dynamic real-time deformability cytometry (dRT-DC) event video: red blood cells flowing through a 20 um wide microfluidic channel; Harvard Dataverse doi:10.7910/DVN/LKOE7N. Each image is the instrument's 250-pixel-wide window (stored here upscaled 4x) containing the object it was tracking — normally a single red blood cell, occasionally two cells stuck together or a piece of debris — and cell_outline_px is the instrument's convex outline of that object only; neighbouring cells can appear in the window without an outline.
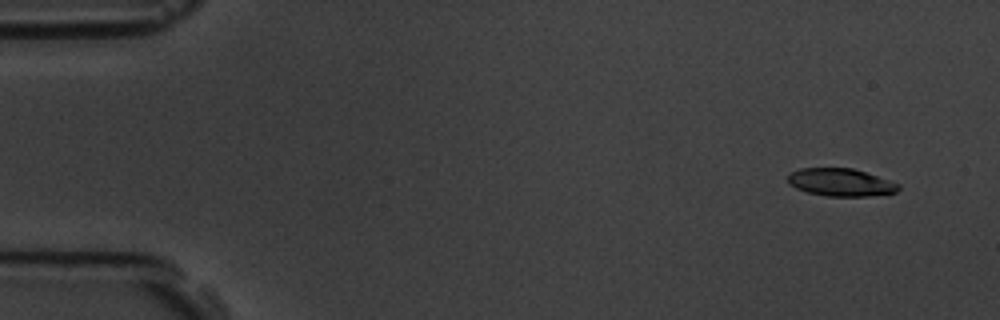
{"species": "common noctule bat (a hibernating species)", "species_latin": "Nyctalus noctula", "temperature_condition": "room temperature", "stored_images_in_passage": 6, "camera_frame_rate_fps": 3000, "um_per_image_px": 0.085, "animal": {"sex": "male", "body_mass_g": 19.5, "forearm_length_mm": 54.6}, "frame": {"image": 1, "passage_image": 1, "time_ms": 0.0, "image_size_px": [1000, 320], "cell_outline_px": [[900, 188], [896, 192], [868, 196], [828, 196], [808, 192], [796, 188], [788, 184], [788, 176], [792, 172], [800, 168], [852, 168], [900, 184]], "centroid_in_image_um": [71.44, 15.5], "position_along_channel_um": 13.6, "area_um2": 17.63}}
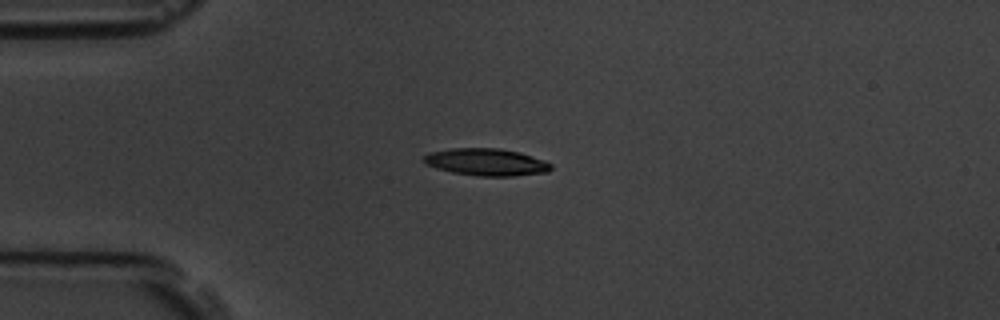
{"frame": {"image": 2, "passage_image": 4, "time_ms": 3.333, "image_size_px": [1000, 320], "cell_outline_px": [[552, 168], [548, 172], [512, 176], [476, 176], [452, 172], [436, 168], [424, 164], [424, 156], [428, 152], [452, 148], [500, 148], [520, 152], [544, 160], [552, 164]], "centroid_in_image_um": [41.33, 13.77], "position_along_channel_um": 43.7, "area_um2": 20.29}}
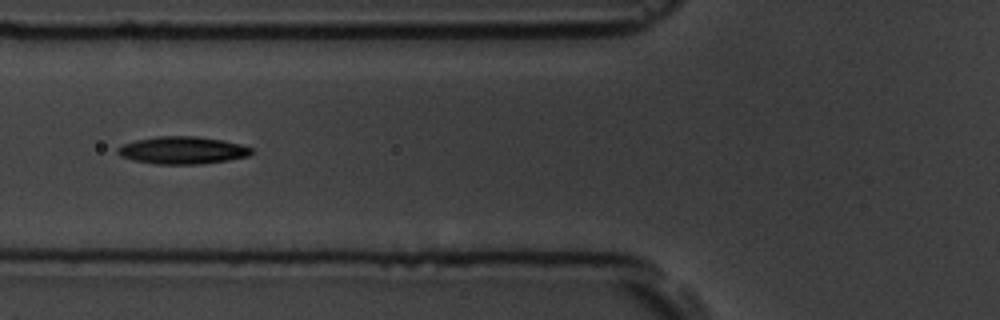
{"frame": {"image": 3, "passage_image": 6, "time_ms": 5.667, "image_size_px": [1000, 320], "cell_outline_px": [[252, 152], [248, 156], [228, 160], [200, 164], [156, 164], [136, 160], [120, 156], [116, 152], [116, 148], [124, 144], [136, 140], [156, 136], [196, 136], [224, 140], [240, 144], [252, 148]], "centroid_in_image_um": [15.51, 12.77], "position_along_channel_um": 110.3, "area_um2": 21.33}}